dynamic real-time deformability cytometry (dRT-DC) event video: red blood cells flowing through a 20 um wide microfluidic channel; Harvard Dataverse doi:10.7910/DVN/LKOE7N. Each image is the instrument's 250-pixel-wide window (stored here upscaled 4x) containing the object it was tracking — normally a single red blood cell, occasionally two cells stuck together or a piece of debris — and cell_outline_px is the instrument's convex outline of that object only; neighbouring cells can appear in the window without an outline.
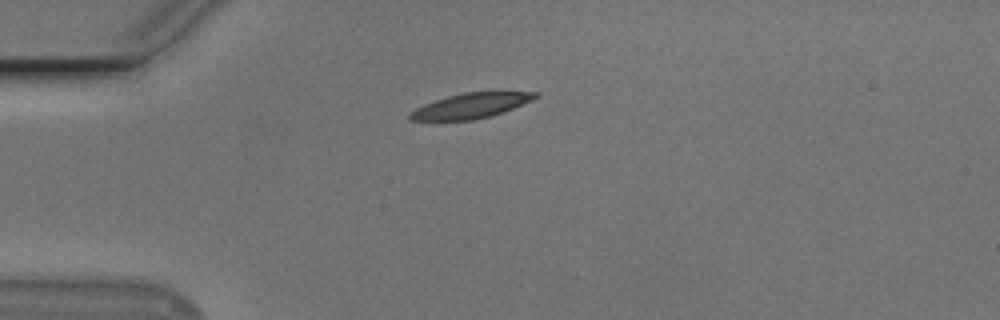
{"species": "Egyptian fruit bat (a non-hibernating species)", "species_latin": "Rousettus aegyptiacus", "temperature_condition": "cold", "stored_images_in_passage": 8, "camera_frame_rate_fps": 3000, "um_per_image_px": 0.085, "animal": {"sex": "male"}, "frame": {"image": 1, "passage_image": 2, "time_ms": 1.0, "image_size_px": [1000, 320], "cell_outline_px": [[540, 96], [532, 100], [504, 112], [492, 116], [472, 120], [408, 120], [408, 116], [416, 108], [424, 104], [448, 96], [464, 92], [540, 92]], "centroid_in_image_um": [40.06, 8.99], "position_along_channel_um": 44.9, "area_um2": 18.21}}
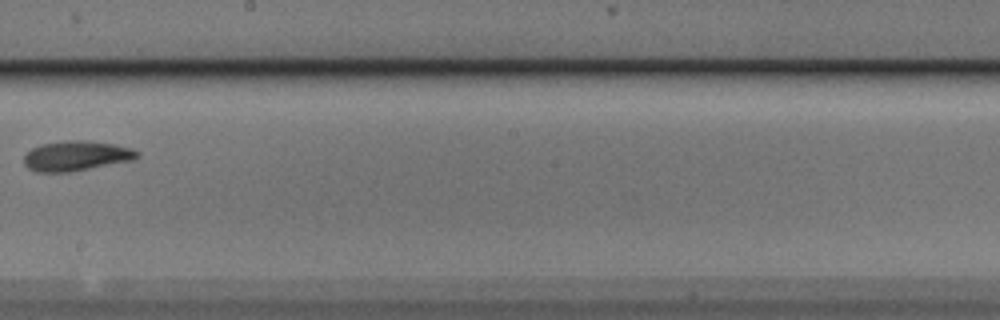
{"frame": {"image": 2, "passage_image": 7, "time_ms": 7.0, "image_size_px": [1000, 320], "cell_outline_px": [[140, 156], [132, 160], [72, 172], [36, 172], [28, 168], [24, 164], [24, 156], [32, 148], [40, 144], [68, 140], [80, 140], [112, 144], [132, 148], [140, 152]], "centroid_in_image_um": [6.48, 13.26], "position_along_channel_um": 241.7, "area_um2": 19.77}}
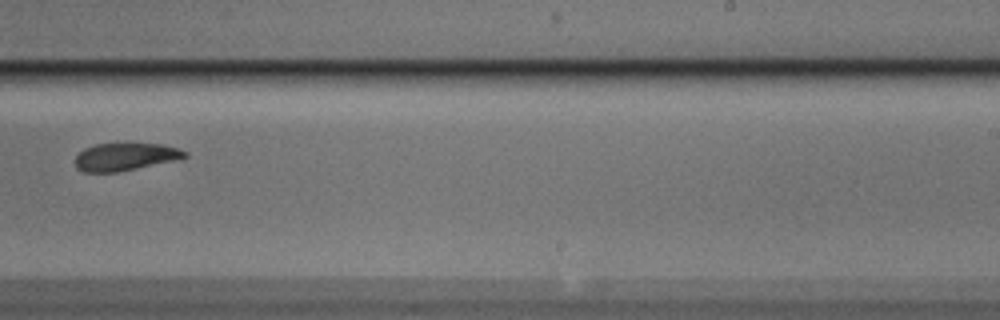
{"frame": {"image": 3, "passage_image": 8, "time_ms": 8.0, "image_size_px": [1000, 320], "cell_outline_px": [[188, 156], [180, 160], [116, 172], [84, 172], [76, 168], [76, 156], [84, 148], [96, 144], [128, 140], [164, 144], [180, 148], [188, 152]], "centroid_in_image_um": [10.73, 13.26], "position_along_channel_um": 278.3, "area_um2": 18.73}}